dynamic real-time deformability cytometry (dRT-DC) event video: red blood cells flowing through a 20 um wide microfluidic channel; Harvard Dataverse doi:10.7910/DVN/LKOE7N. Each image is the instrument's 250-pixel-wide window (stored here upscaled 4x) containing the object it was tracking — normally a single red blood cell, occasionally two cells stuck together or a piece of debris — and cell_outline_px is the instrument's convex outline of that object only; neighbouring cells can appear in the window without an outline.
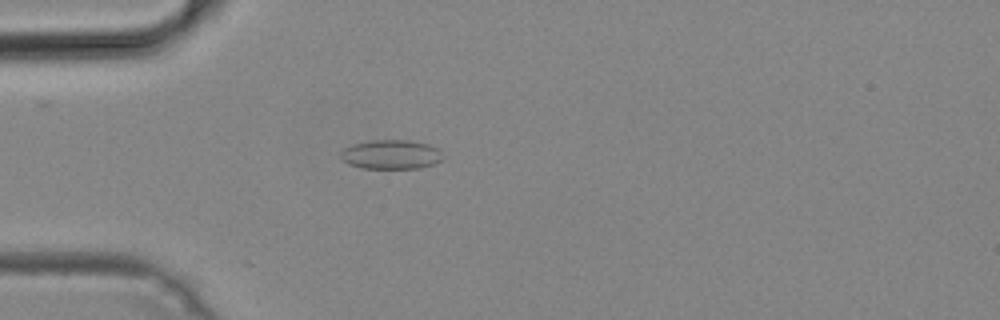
{"species": "common noctule bat (a hibernating species)", "species_latin": "Nyctalus noctula", "temperature_condition": "cold", "stored_images_in_passage": 44, "camera_frame_rate_fps": 3000, "um_per_image_px": 0.085, "animal": {"sex": "male", "body_mass_g": 19.2, "forearm_length_mm": 51.8}, "frame": {"image": 1, "passage_image": 7, "time_ms": 2.0, "image_size_px": [1000, 320], "cell_outline_px": [[444, 156], [440, 160], [432, 164], [420, 168], [360, 168], [348, 164], [340, 156], [340, 152], [344, 148], [352, 144], [372, 140], [412, 140], [428, 144], [440, 148]], "centroid_in_image_um": [33.25, 13.12], "position_along_channel_um": 51.7, "area_um2": 17.57}}
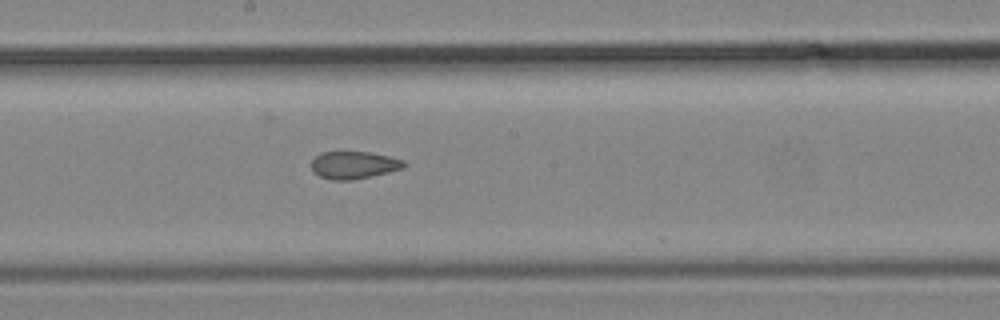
{"frame": {"image": 2, "passage_image": 20, "time_ms": 6.333, "image_size_px": [1000, 320], "cell_outline_px": [[408, 164], [404, 168], [372, 176], [352, 180], [332, 180], [320, 176], [312, 172], [312, 160], [320, 152], [368, 152], [388, 156], [404, 160]], "centroid_in_image_um": [30.09, 14.03], "position_along_channel_um": 218.1, "area_um2": 14.85}}
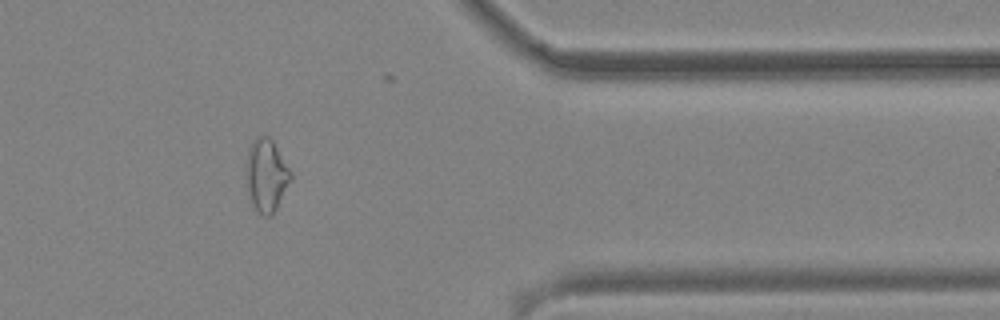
{"frame": {"image": 3, "passage_image": 34, "time_ms": 11.0, "image_size_px": [1000, 320], "cell_outline_px": [[292, 180], [276, 208], [268, 216], [264, 216], [256, 212], [248, 192], [244, 168], [248, 148], [252, 140], [256, 136], [268, 136], [272, 140], [292, 172]], "centroid_in_image_um": [22.61, 14.87], "position_along_channel_um": 388.8, "area_um2": 19.13}}